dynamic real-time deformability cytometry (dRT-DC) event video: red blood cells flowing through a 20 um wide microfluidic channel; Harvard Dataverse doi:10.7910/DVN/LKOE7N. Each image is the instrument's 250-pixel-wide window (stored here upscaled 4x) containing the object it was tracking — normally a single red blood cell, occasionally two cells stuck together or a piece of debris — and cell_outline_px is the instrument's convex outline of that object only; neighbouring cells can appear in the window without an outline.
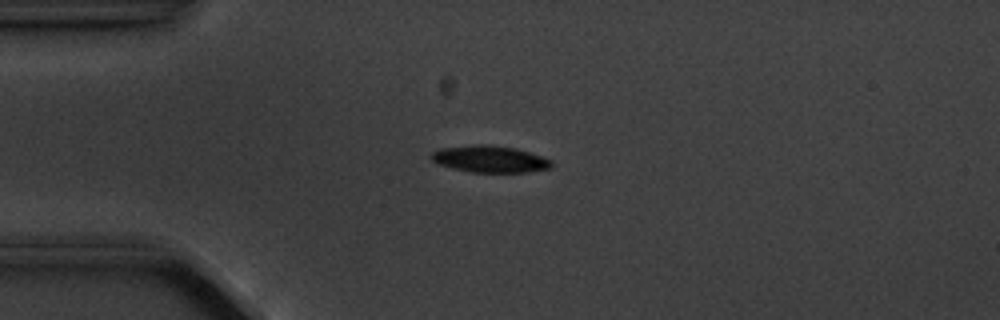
{"species": "common noctule bat (a hibernating species)", "species_latin": "Nyctalus noctula", "temperature_condition": "cold", "stored_images_in_passage": 3, "camera_frame_rate_fps": 3000, "um_per_image_px": 0.085, "animal": {"sex": "male", "body_mass_g": 20.1, "forearm_length_mm": 53.5}, "frame": {"image": 1, "passage_image": 3, "time_ms": 2.667, "image_size_px": [1000, 320], "cell_outline_px": [[552, 168], [528, 172], [472, 172], [452, 168], [440, 164], [432, 160], [432, 152], [440, 148], [480, 144], [488, 144], [516, 148], [552, 160]], "centroid_in_image_um": [41.66, 13.52], "position_along_channel_um": 43.3, "area_um2": 18.61}}